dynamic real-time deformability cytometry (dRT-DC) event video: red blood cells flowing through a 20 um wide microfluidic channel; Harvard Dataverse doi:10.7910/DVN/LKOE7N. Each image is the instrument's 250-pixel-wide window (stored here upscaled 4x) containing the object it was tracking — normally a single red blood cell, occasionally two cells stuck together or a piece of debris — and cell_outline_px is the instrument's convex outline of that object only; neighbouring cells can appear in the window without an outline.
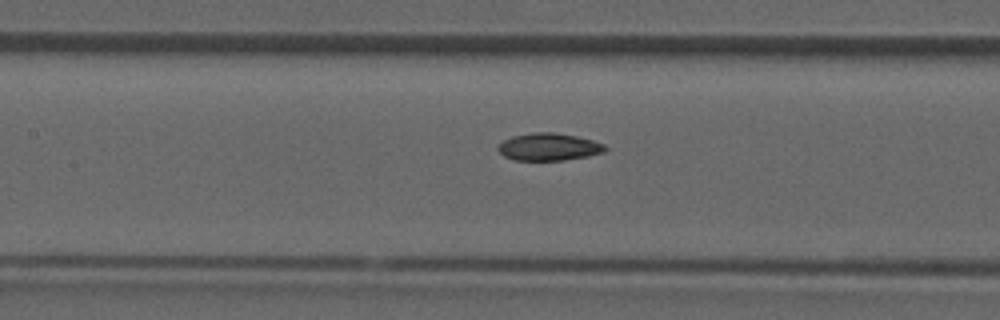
{"species": "common noctule bat (a hibernating species)", "species_latin": "Nyctalus noctula", "temperature_condition": "room temperature", "stored_images_in_passage": 32, "camera_frame_rate_fps": 3000, "um_per_image_px": 0.085, "animal": {"sex": "male", "forearm_length_mm": 52.5}, "frame": {"image": 1, "passage_image": 18, "time_ms": 5.667, "image_size_px": [1000, 320], "cell_outline_px": [[608, 148], [604, 152], [588, 156], [564, 160], [516, 160], [504, 156], [496, 148], [504, 140], [512, 136], [536, 132], [552, 132], [576, 136], [592, 140], [604, 144]], "centroid_in_image_um": [46.66, 12.48], "position_along_channel_um": 160.7, "area_um2": 16.99}}
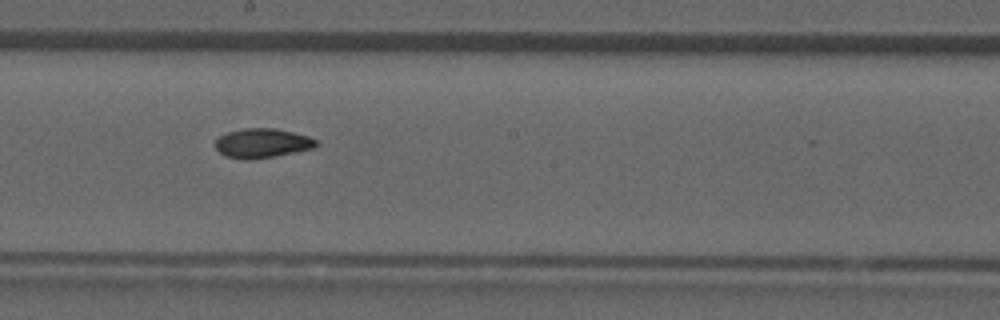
{"frame": {"image": 2, "passage_image": 22, "time_ms": 7.0, "image_size_px": [1000, 320], "cell_outline_px": [[320, 144], [312, 148], [296, 152], [276, 156], [248, 160], [224, 156], [216, 148], [216, 140], [220, 136], [228, 132], [244, 128], [276, 128], [308, 136], [316, 140]], "centroid_in_image_um": [22.3, 12.17], "position_along_channel_um": 225.9, "area_um2": 17.22}}